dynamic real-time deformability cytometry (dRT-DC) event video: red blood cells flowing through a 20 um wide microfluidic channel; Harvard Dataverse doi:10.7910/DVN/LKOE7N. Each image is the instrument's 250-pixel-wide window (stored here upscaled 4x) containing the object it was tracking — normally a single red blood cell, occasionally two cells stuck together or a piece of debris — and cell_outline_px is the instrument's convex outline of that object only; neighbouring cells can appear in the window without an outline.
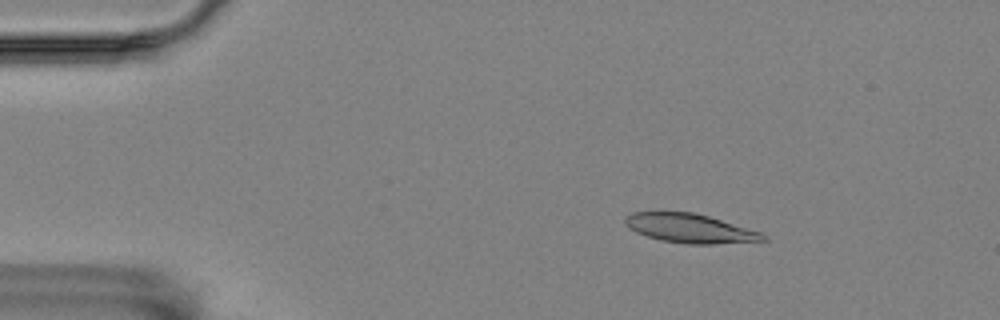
{"species": "Egyptian fruit bat (a non-hibernating species)", "species_latin": "Rousettus aegyptiacus", "temperature_condition": "room temperature", "stored_images_in_passage": 53, "camera_frame_rate_fps": 3000, "um_per_image_px": 0.085, "animal": {"sex": "female"}, "frame": {"image": 1, "passage_image": 5, "time_ms": 1.333, "image_size_px": [1000, 320], "cell_outline_px": [[768, 240], [712, 244], [684, 244], [660, 240], [636, 232], [624, 220], [624, 216], [632, 212], [692, 212], [708, 216], [760, 232], [768, 236]], "centroid_in_image_um": [58.65, 19.41], "position_along_channel_um": 26.3, "area_um2": 23.06}}
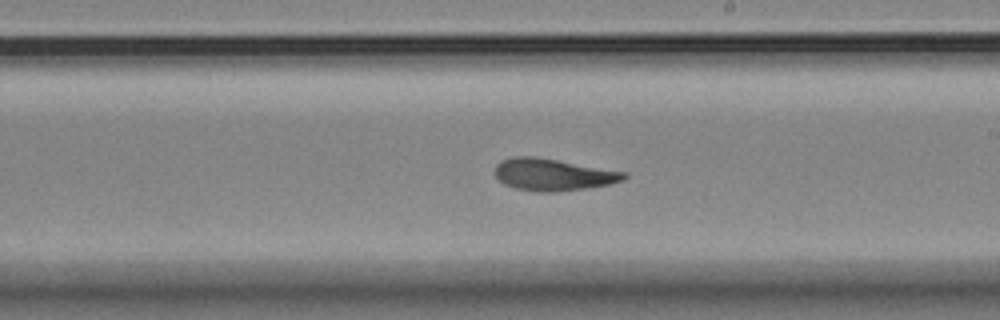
{"frame": {"image": 2, "passage_image": 29, "time_ms": 9.333, "image_size_px": [1000, 320], "cell_outline_px": [[628, 176], [624, 180], [608, 184], [584, 188], [556, 192], [536, 192], [516, 188], [504, 184], [492, 172], [496, 164], [500, 160], [512, 156], [536, 156], [628, 172]], "centroid_in_image_um": [46.98, 14.82], "position_along_channel_um": 242.0, "area_um2": 24.33}}
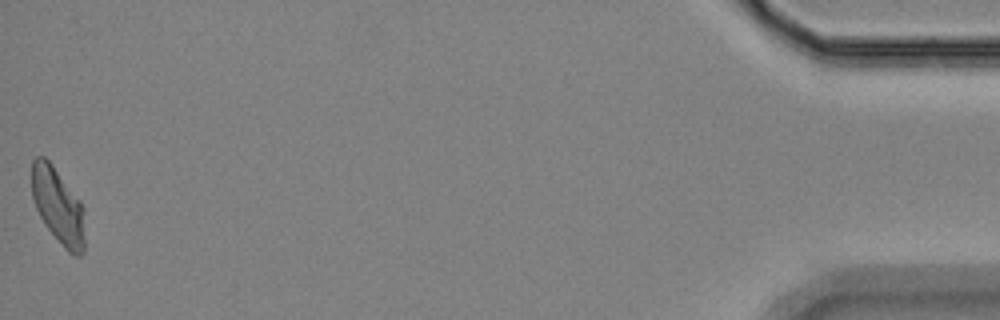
{"frame": {"image": 3, "passage_image": 53, "time_ms": 17.333, "image_size_px": [1000, 320], "cell_outline_px": [[84, 252], [80, 256], [72, 256], [64, 248], [44, 224], [36, 208], [32, 196], [32, 160], [36, 156], [44, 156], [52, 164], [80, 200], [84, 208]], "centroid_in_image_um": [4.95, 17.52], "position_along_channel_um": 430.3, "area_um2": 23.58}, "authors_computed_cell_mechanics": {"area_um2": 23.8136, "velocity_mm_per_s": 3.4996, "shape_relaxation_time_tau1_ms": 4.8837, "shape_relaxation_time_tau2_ms": 2.5861, "deformation_change_tau1": 0.1543, "deformation_change_tau2": 0.0864}}